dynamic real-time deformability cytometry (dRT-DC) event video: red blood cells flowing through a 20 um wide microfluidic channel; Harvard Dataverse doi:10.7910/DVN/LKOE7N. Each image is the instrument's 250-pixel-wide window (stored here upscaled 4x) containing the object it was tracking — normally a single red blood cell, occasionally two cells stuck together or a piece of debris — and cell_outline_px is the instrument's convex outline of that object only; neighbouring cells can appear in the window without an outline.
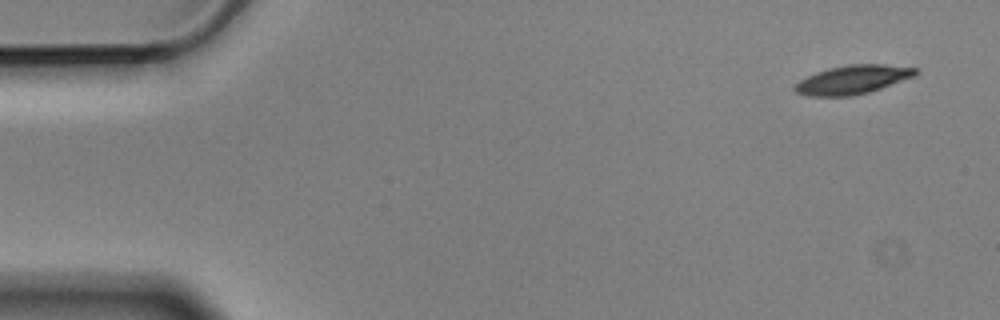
{"species": "Egyptian fruit bat (a non-hibernating species)", "species_latin": "Rousettus aegyptiacus", "temperature_condition": "cold", "stored_images_in_passage": 9, "camera_frame_rate_fps": 3000, "um_per_image_px": 0.085, "animal": {"sex": "male"}, "frame": {"image": 1, "passage_image": 1, "time_ms": 0.0, "image_size_px": [1000, 320], "cell_outline_px": [[920, 72], [916, 76], [868, 92], [852, 96], [808, 96], [796, 92], [792, 88], [800, 80], [816, 72], [828, 68], [848, 64], [884, 64], [916, 68]], "centroid_in_image_um": [72.49, 6.76], "position_along_channel_um": 12.5, "area_um2": 20.23}}
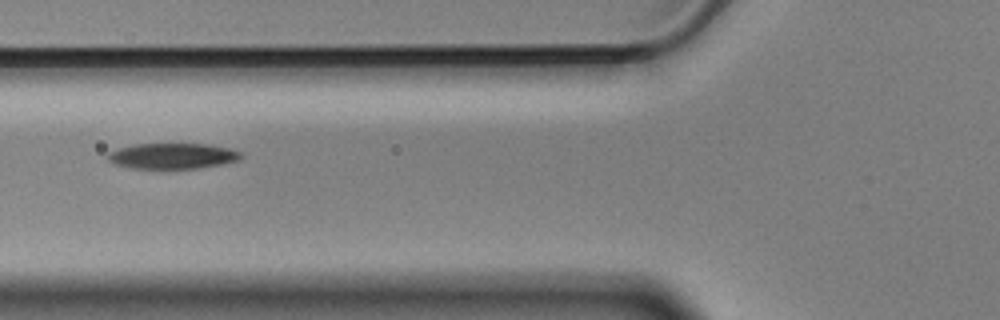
{"frame": {"image": 2, "passage_image": 6, "time_ms": 1.667, "image_size_px": [1000, 320], "cell_outline_px": [[244, 156], [240, 160], [224, 164], [196, 168], [132, 168], [116, 164], [108, 160], [104, 156], [108, 152], [116, 148], [132, 144], [208, 144], [228, 148], [244, 152]], "centroid_in_image_um": [14.68, 13.25], "position_along_channel_um": 111.1, "area_um2": 20.17}}
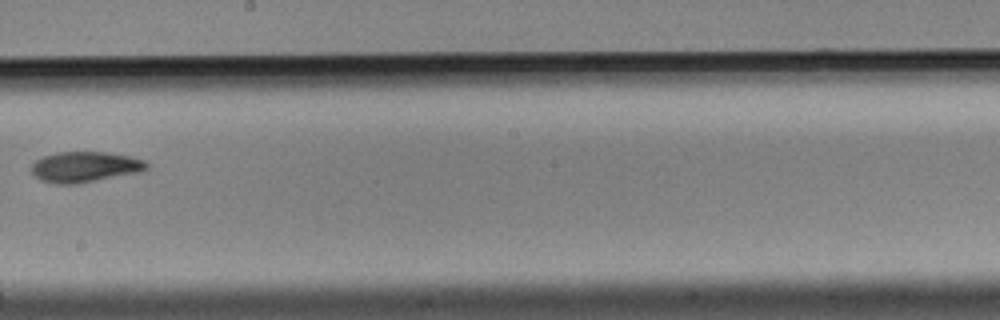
{"frame": {"image": 3, "passage_image": 9, "time_ms": 2.667, "image_size_px": [1000, 320], "cell_outline_px": [[148, 168], [136, 172], [76, 184], [56, 184], [40, 180], [32, 172], [32, 164], [36, 160], [44, 156], [56, 152], [104, 152], [128, 156], [144, 160], [148, 164]], "centroid_in_image_um": [7.17, 14.18], "position_along_channel_um": 241.0, "area_um2": 20.17}}